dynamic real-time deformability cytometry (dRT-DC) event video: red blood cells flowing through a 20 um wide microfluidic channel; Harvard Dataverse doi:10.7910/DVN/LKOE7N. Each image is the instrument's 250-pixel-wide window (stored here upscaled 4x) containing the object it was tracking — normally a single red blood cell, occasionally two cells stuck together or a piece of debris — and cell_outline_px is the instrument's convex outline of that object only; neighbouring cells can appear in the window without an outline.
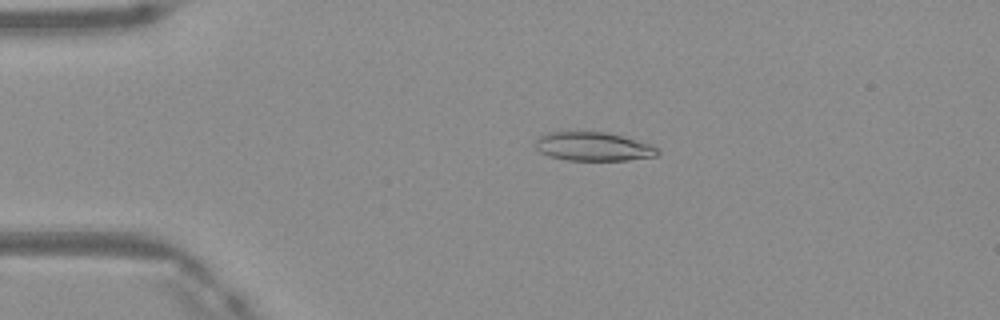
{"species": "Egyptian fruit bat (a non-hibernating species)", "species_latin": "Rousettus aegyptiacus", "temperature_condition": "warm", "stored_images_in_passage": 39, "camera_frame_rate_fps": 3000, "um_per_image_px": 0.085, "frame": {"image": 1, "passage_image": 1, "time_ms": 0.0, "image_size_px": [1000, 320], "cell_outline_px": [[660, 152], [656, 156], [628, 160], [568, 160], [548, 156], [540, 152], [536, 148], [536, 140], [544, 132], [556, 128], [608, 132], [652, 144], [660, 148]], "centroid_in_image_um": [50.37, 12.39], "position_along_channel_um": 34.6, "area_um2": 21.56}}
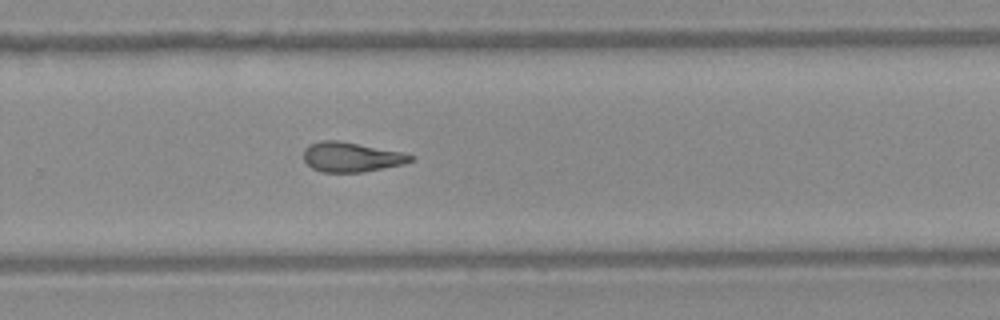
{"frame": {"image": 2, "passage_image": 23, "time_ms": 7.333, "image_size_px": [1000, 320], "cell_outline_px": [[416, 156], [412, 160], [404, 164], [364, 172], [320, 172], [312, 168], [304, 160], [304, 148], [308, 144], [320, 140], [336, 140], [400, 152]], "centroid_in_image_um": [29.83, 13.35], "position_along_channel_um": 300.0, "area_um2": 18.44}}
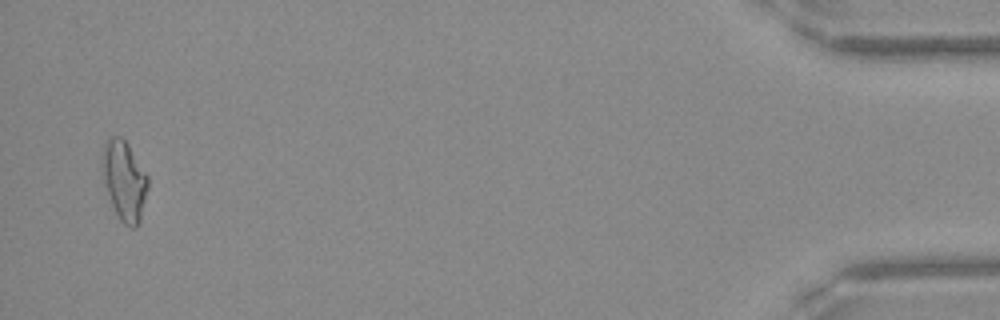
{"frame": {"image": 3, "passage_image": 38, "time_ms": 12.333, "image_size_px": [1000, 320], "cell_outline_px": [[148, 188], [140, 220], [136, 228], [132, 228], [124, 224], [120, 220], [112, 204], [104, 184], [100, 164], [100, 156], [104, 140], [108, 136], [120, 136], [128, 144], [148, 176]], "centroid_in_image_um": [10.53, 15.3], "position_along_channel_um": 424.7, "area_um2": 21.56}, "authors_computed_cell_mechanics": {"area_um2": 19.1896, "velocity_mm_per_s": 4.1836, "shape_relaxation_time_tau1_ms": null, "shape_relaxation_time_tau2_ms": 5.1522, "deformation_change_tau1": null, "deformation_change_tau2": 0.1706}}